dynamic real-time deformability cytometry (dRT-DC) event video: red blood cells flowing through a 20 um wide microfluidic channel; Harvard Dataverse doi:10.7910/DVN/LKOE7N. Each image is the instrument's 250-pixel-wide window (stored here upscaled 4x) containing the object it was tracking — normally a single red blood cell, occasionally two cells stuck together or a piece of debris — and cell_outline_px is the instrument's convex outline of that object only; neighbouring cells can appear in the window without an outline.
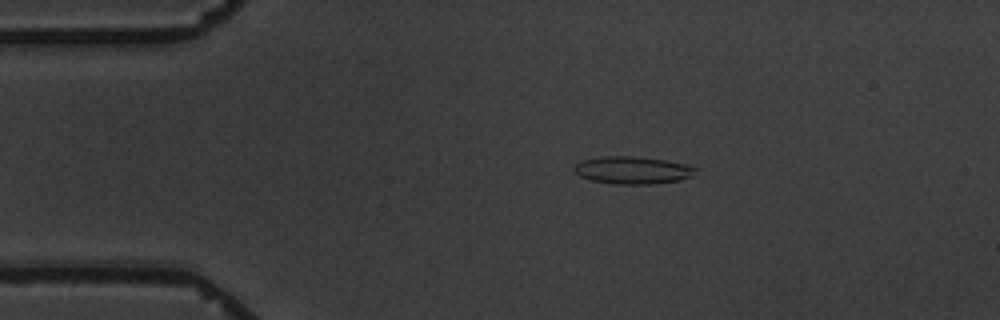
{"species": "common noctule bat (a hibernating species)", "species_latin": "Nyctalus noctula", "temperature_condition": "warm", "stored_images_in_passage": 2, "camera_frame_rate_fps": 3000, "um_per_image_px": 0.085, "animal": {"sex": "male", "body_mass_g": 19.5, "forearm_length_mm": 54.6}, "frame": {"image": 1, "passage_image": 1, "time_ms": 0.0, "image_size_px": [1000, 320], "cell_outline_px": [[696, 168], [692, 176], [680, 180], [652, 184], [616, 184], [592, 180], [580, 176], [572, 168], [580, 160], [604, 156], [632, 156], [664, 160], [688, 164]], "centroid_in_image_um": [53.76, 14.46], "position_along_channel_um": 31.2, "area_um2": 19.36}}